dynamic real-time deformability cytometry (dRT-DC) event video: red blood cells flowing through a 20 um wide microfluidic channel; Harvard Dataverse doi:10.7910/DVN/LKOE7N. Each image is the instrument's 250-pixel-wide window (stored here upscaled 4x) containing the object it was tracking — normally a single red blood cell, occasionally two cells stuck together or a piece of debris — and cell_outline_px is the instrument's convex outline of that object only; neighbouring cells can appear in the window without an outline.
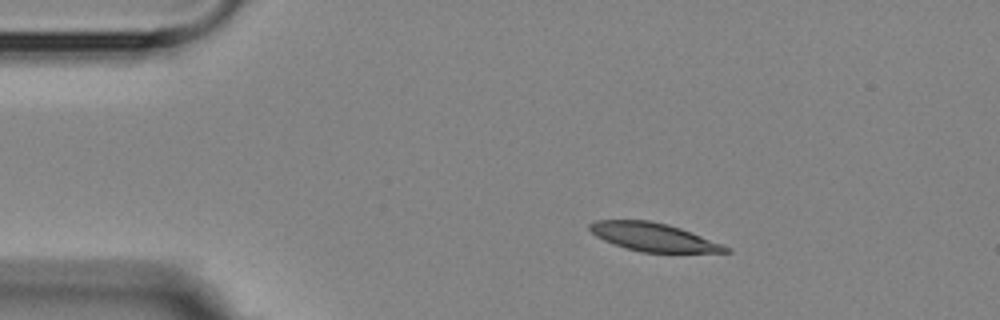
{"species": "Egyptian fruit bat (a non-hibernating species)", "species_latin": "Rousettus aegyptiacus", "temperature_condition": "room temperature", "stored_images_in_passage": 3, "camera_frame_rate_fps": 3000, "um_per_image_px": 0.085, "animal": {"sex": "female"}, "frame": {"image": 1, "passage_image": 1, "time_ms": 0.0, "image_size_px": [1000, 320], "cell_outline_px": [[732, 252], [640, 252], [612, 244], [596, 236], [588, 228], [588, 224], [596, 220], [648, 220], [668, 224], [680, 228], [732, 248]], "centroid_in_image_um": [55.51, 20.15], "position_along_channel_um": 29.5, "area_um2": 22.25}}